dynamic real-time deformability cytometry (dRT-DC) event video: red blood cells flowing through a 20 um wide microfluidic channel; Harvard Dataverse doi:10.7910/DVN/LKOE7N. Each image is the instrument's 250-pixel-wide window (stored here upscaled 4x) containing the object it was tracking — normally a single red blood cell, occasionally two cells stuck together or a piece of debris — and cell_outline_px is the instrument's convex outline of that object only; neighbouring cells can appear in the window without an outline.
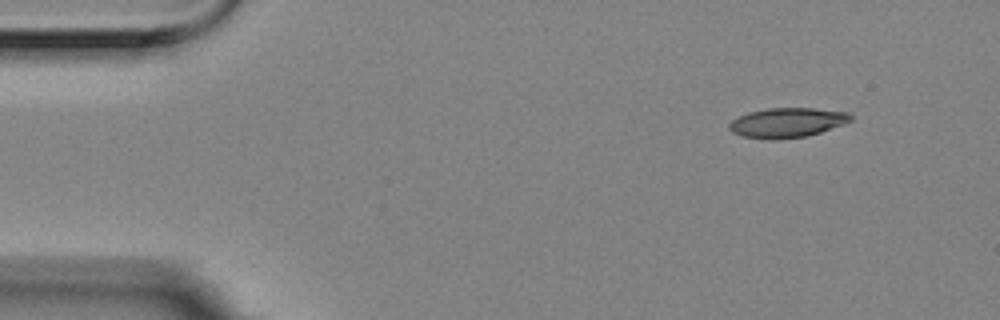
{"species": "Egyptian fruit bat (a non-hibernating species)", "species_latin": "Rousettus aegyptiacus", "temperature_condition": "room temperature", "stored_images_in_passage": 4, "camera_frame_rate_fps": 3000, "um_per_image_px": 0.085, "animal": {"sex": "female"}, "frame": {"image": 1, "passage_image": 1, "time_ms": 0.0, "image_size_px": [1000, 320], "cell_outline_px": [[852, 120], [844, 124], [808, 136], [772, 140], [744, 136], [732, 132], [728, 128], [728, 124], [732, 120], [748, 112], [768, 108], [812, 108], [848, 112], [852, 116]], "centroid_in_image_um": [66.91, 10.42], "position_along_channel_um": 18.1, "area_um2": 20.98}}